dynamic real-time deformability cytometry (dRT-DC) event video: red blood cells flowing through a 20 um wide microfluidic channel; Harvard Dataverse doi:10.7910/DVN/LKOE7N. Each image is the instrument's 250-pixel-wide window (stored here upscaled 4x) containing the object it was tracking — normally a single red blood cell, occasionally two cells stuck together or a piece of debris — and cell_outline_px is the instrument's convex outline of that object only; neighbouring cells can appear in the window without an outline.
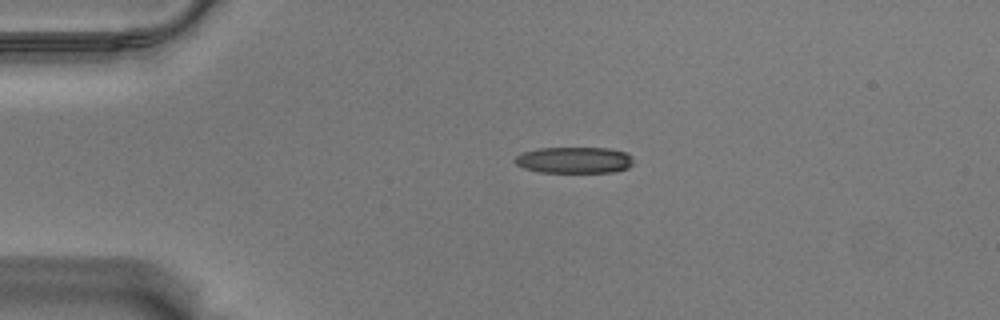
{"species": "Egyptian fruit bat (a non-hibernating species)", "species_latin": "Rousettus aegyptiacus", "temperature_condition": "warm", "stored_images_in_passage": 45, "camera_frame_rate_fps": 3000, "um_per_image_px": 0.085, "animal": {"sex": "male"}, "frame": {"image": 1, "passage_image": 1, "time_ms": 0.0, "image_size_px": [1000, 320], "cell_outline_px": [[632, 164], [628, 168], [616, 172], [540, 172], [524, 168], [516, 164], [512, 160], [516, 156], [524, 152], [536, 148], [608, 148], [628, 152], [632, 156]], "centroid_in_image_um": [48.82, 13.6], "position_along_channel_um": 36.2, "area_um2": 18.32}}
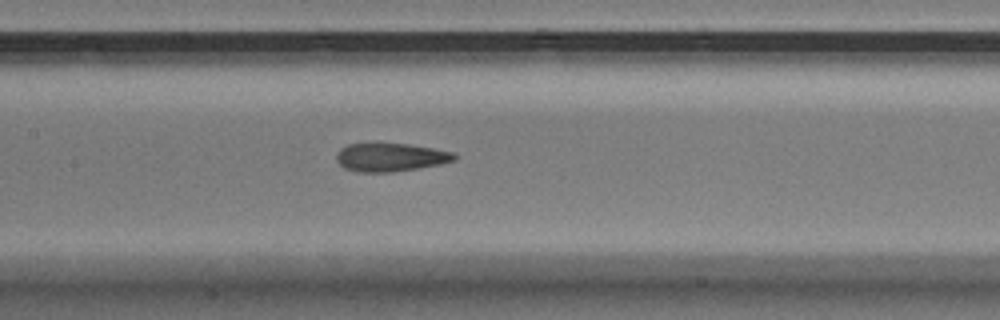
{"frame": {"image": 2, "passage_image": 16, "time_ms": 5.0, "image_size_px": [1000, 320], "cell_outline_px": [[456, 160], [440, 164], [392, 172], [360, 172], [344, 168], [336, 160], [336, 152], [340, 148], [348, 144], [376, 140], [408, 144], [432, 148], [452, 152], [456, 156]], "centroid_in_image_um": [33.11, 13.32], "position_along_channel_um": 174.3, "area_um2": 20.11}}
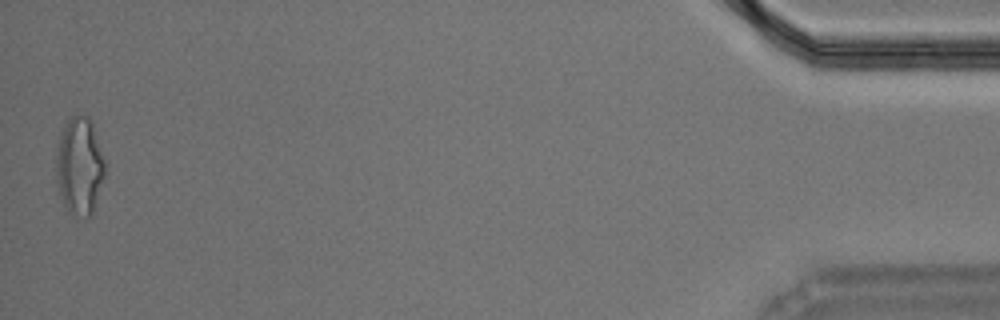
{"frame": {"image": 3, "passage_image": 45, "time_ms": 14.667, "image_size_px": [1000, 320], "cell_outline_px": [[108, 176], [92, 212], [84, 220], [72, 216], [68, 212], [64, 204], [60, 192], [56, 172], [56, 148], [64, 124], [68, 116], [88, 116], [92, 124], [104, 160]], "centroid_in_image_um": [6.79, 14.17], "position_along_channel_um": 428.4, "area_um2": 28.26}, "authors_computed_cell_mechanics": {"area_um2": 20.1144, "velocity_mm_per_s": 3.5449, "shape_relaxation_time_tau1_ms": null, "shape_relaxation_time_tau2_ms": 2.8237, "deformation_change_tau1": null, "deformation_change_tau2": 0.131}}